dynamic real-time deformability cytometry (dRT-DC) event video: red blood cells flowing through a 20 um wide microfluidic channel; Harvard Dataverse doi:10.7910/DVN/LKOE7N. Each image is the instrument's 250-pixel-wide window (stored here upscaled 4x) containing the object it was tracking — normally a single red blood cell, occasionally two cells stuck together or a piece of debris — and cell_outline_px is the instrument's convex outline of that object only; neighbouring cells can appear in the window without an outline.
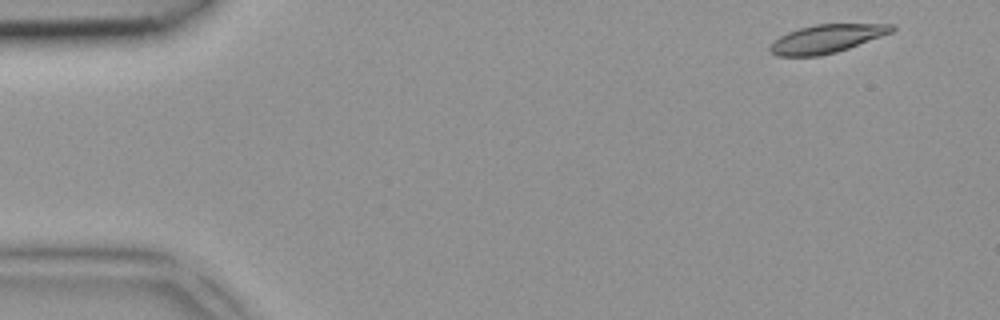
{"species": "common noctule bat (a hibernating species)", "species_latin": "Nyctalus noctula", "temperature_condition": "room temperature", "stored_images_in_passage": 4, "segment_of_instrument_passage": [2, 2], "camera_frame_rate_fps": 3000, "um_per_image_px": 0.085, "animal": {"sex": "female", "body_mass_g": 18.4}, "frame": {"image": 1, "passage_image": 4, "time_ms": 1.0, "image_size_px": [1000, 320], "cell_outline_px": [[896, 28], [892, 32], [848, 48], [836, 52], [820, 56], [776, 56], [768, 48], [780, 36], [788, 32], [800, 28], [816, 24], [896, 24]], "centroid_in_image_um": [70.28, 3.29], "position_along_channel_um": 14.7, "area_um2": 19.88}}